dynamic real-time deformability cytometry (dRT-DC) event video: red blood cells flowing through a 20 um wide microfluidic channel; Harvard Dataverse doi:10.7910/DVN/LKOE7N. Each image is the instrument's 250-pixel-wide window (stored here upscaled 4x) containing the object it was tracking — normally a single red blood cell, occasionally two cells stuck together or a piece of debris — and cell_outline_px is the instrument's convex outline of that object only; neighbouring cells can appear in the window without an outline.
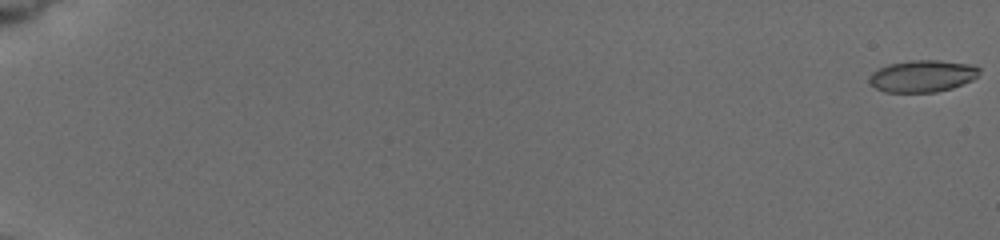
{"species": "common noctule bat (a hibernating species)", "species_latin": "Nyctalus noctula", "temperature_condition": "cold", "stored_images_in_passage": 11, "camera_frame_rate_fps": 3000, "um_per_image_px": 0.085, "animal": {"sex": "female", "body_mass_g": 19.5, "forearm_length_mm": 54.1}, "frame": {"image": 1, "passage_image": 1, "time_ms": 0.0, "image_size_px": [1000, 240], "cell_outline_px": [[980, 72], [972, 80], [952, 88], [936, 92], [884, 92], [868, 84], [868, 76], [872, 72], [888, 64], [912, 60], [940, 60], [972, 64], [980, 68]], "centroid_in_image_um": [78.38, 6.46], "position_along_channel_um": 6.6, "area_um2": 20.63}}
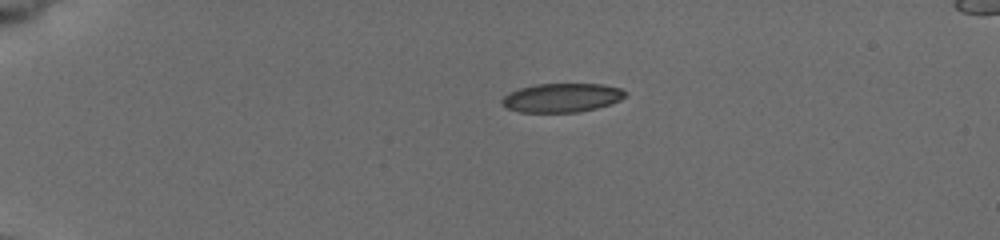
{"frame": {"image": 2, "passage_image": 7, "time_ms": 4.667, "image_size_px": [1000, 240], "cell_outline_px": [[628, 96], [620, 100], [596, 108], [576, 112], [520, 112], [508, 108], [500, 104], [500, 100], [508, 92], [520, 88], [536, 84], [600, 84], [620, 88], [628, 92]], "centroid_in_image_um": [47.74, 8.3], "position_along_channel_um": 37.3, "area_um2": 20.81}}
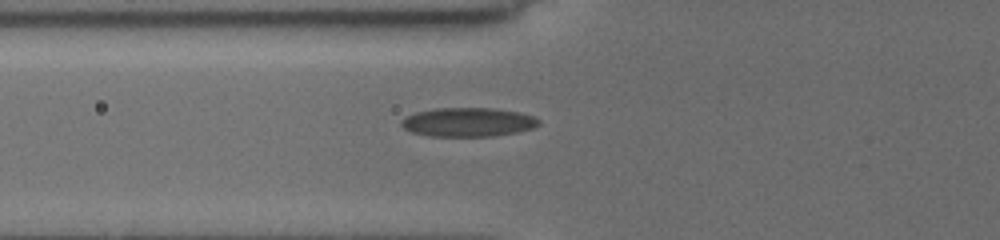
{"frame": {"image": 3, "passage_image": 11, "time_ms": 7.667, "image_size_px": [1000, 240], "cell_outline_px": [[540, 124], [532, 128], [516, 132], [492, 136], [428, 136], [412, 132], [404, 128], [400, 124], [400, 120], [416, 112], [436, 108], [492, 108], [516, 112], [532, 116], [540, 120]], "centroid_in_image_um": [39.75, 10.38], "position_along_channel_um": 86.0, "area_um2": 23.0}}